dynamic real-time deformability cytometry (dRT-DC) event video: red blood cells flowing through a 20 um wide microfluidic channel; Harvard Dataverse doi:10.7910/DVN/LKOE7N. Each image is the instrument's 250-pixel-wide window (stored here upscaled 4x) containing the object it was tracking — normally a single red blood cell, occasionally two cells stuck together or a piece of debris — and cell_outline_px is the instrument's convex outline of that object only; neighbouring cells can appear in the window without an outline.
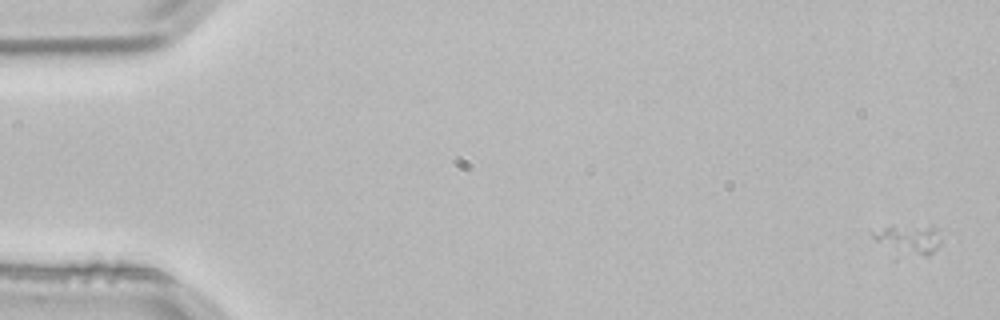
{"species": "common noctule bat (a hibernating species)", "species_latin": "Nyctalus noctula", "temperature_condition": "room temperature", "stored_images_in_passage": 5, "segment_of_instrument_passage": [1, 2], "camera_frame_rate_fps": 3000, "um_per_image_px": 0.085, "animal": {"sex": "male", "body_mass_g": 21.5, "forearm_length_mm": 52.0}, "frame": {"image": 1, "passage_image": 1, "time_ms": 0.0, "image_size_px": [1000, 320], "cell_outline_px": [[940, 240], [936, 248], [928, 256], [924, 256], [876, 240], [872, 236], [872, 232], [892, 224], [932, 228]], "centroid_in_image_um": [77.25, 20.25], "position_along_channel_um": 7.7, "area_um2": 10.12}}
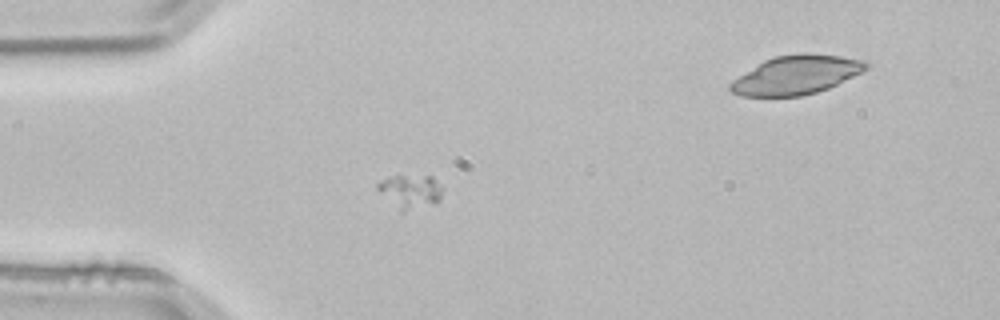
{"frame": {"image": 2, "passage_image": 4, "time_ms": 1.0, "image_size_px": [1000, 320], "cell_outline_px": [[440, 200], [404, 212], [400, 212], [376, 188], [376, 184], [380, 180], [388, 176], [432, 176], [440, 188]], "centroid_in_image_um": [34.79, 16.26], "position_along_channel_um": 50.2, "area_um2": 12.37}}